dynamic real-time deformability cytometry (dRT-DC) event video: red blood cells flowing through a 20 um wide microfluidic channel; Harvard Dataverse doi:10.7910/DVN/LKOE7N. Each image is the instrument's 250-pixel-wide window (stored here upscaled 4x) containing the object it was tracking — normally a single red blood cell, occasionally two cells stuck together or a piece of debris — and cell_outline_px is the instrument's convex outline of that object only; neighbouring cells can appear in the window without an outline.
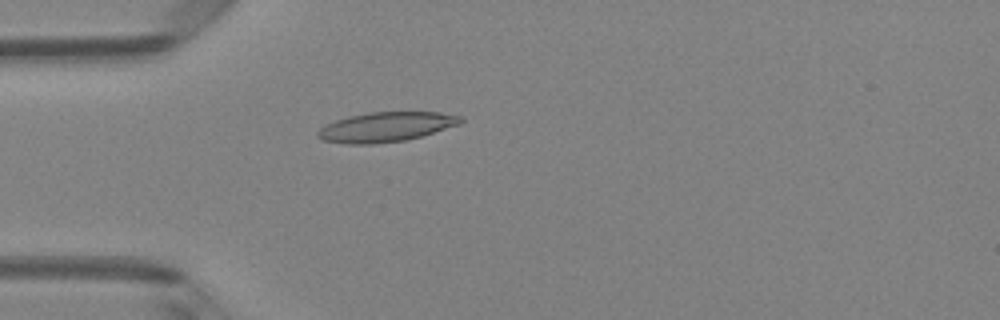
{"species": "Egyptian fruit bat (a non-hibernating species)", "species_latin": "Rousettus aegyptiacus", "temperature_condition": "room temperature", "stored_images_in_passage": 4, "camera_frame_rate_fps": 3000, "um_per_image_px": 0.085, "animal": {"sex": "female"}, "frame": {"image": 1, "passage_image": 4, "time_ms": 1.0, "image_size_px": [1000, 320], "cell_outline_px": [[464, 120], [460, 124], [420, 136], [404, 140], [372, 144], [344, 144], [324, 140], [316, 136], [316, 132], [324, 124], [336, 120], [368, 112], [440, 112], [460, 116]], "centroid_in_image_um": [32.77, 10.79], "position_along_channel_um": 52.2, "area_um2": 24.57}}